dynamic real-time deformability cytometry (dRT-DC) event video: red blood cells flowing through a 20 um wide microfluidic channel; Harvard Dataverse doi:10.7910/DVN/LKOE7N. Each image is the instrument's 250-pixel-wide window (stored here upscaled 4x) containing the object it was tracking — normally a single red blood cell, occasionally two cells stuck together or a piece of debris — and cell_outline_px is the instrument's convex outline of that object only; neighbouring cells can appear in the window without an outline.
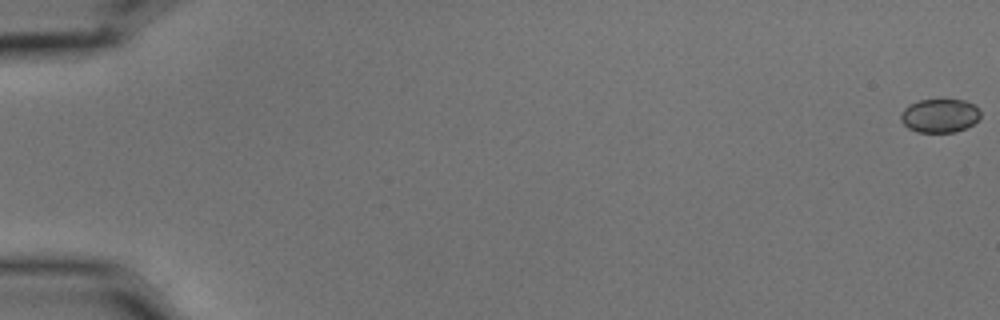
{"species": "common noctule bat (a hibernating species)", "species_latin": "Nyctalus noctula", "temperature_condition": "cold", "stored_images_in_passage": 58, "camera_frame_rate_fps": 3000, "um_per_image_px": 0.085, "animal": {"sex": "male", "body_mass_g": 15.6}, "frame": {"image": 1, "passage_image": 1, "time_ms": 0.0, "image_size_px": [1000, 320], "cell_outline_px": [[980, 116], [972, 124], [956, 132], [916, 132], [908, 128], [900, 120], [900, 112], [908, 104], [920, 100], [964, 100], [976, 104], [980, 112]], "centroid_in_image_um": [79.85, 9.82], "position_along_channel_um": 5.2, "area_um2": 15.72}}
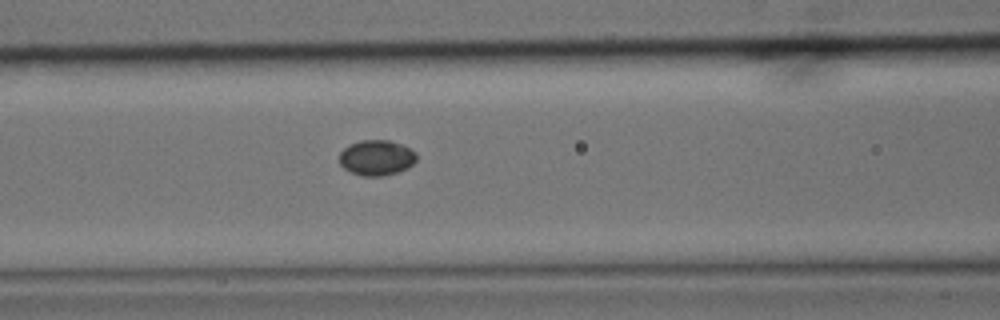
{"frame": {"image": 2, "passage_image": 26, "time_ms": 8.333, "image_size_px": [1000, 320], "cell_outline_px": [[416, 160], [408, 168], [396, 172], [380, 176], [364, 176], [352, 172], [344, 168], [340, 164], [340, 152], [348, 144], [360, 140], [388, 140], [400, 144], [416, 152]], "centroid_in_image_um": [31.99, 13.39], "position_along_channel_um": 134.6, "area_um2": 15.78}}
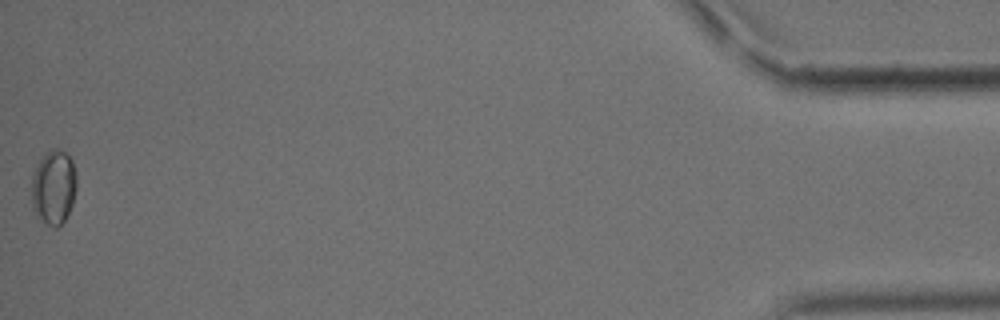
{"frame": {"image": 3, "passage_image": 58, "time_ms": 19.0, "image_size_px": [1000, 320], "cell_outline_px": [[76, 188], [72, 204], [64, 220], [56, 228], [48, 224], [36, 216], [32, 208], [32, 176], [44, 152], [52, 148], [56, 148], [64, 152], [72, 160], [76, 176]], "centroid_in_image_um": [4.55, 15.9], "position_along_channel_um": 430.7, "area_um2": 19.42}}